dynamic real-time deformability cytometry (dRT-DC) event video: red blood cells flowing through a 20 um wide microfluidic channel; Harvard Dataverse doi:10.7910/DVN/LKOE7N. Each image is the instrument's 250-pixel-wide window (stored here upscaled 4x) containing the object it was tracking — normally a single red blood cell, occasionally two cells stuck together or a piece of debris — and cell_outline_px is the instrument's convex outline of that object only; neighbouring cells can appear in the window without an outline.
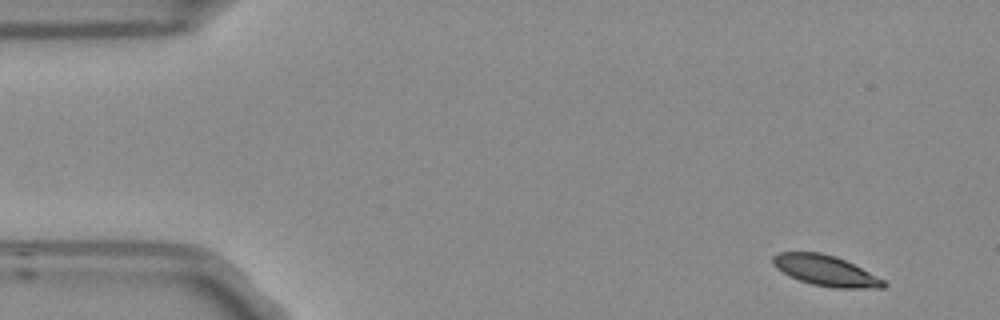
{"species": "Egyptian fruit bat (a non-hibernating species)", "species_latin": "Rousettus aegyptiacus", "temperature_condition": "room temperature", "stored_images_in_passage": 5, "camera_frame_rate_fps": 3000, "um_per_image_px": 0.085, "frame": {"image": 1, "passage_image": 1, "time_ms": 0.0, "image_size_px": [1000, 320], "cell_outline_px": [[888, 284], [884, 288], [836, 288], [812, 284], [788, 276], [776, 268], [772, 264], [772, 256], [780, 252], [820, 252], [836, 256], [884, 280]], "centroid_in_image_um": [70.14, 23.0], "position_along_channel_um": 14.9, "area_um2": 19.59}}
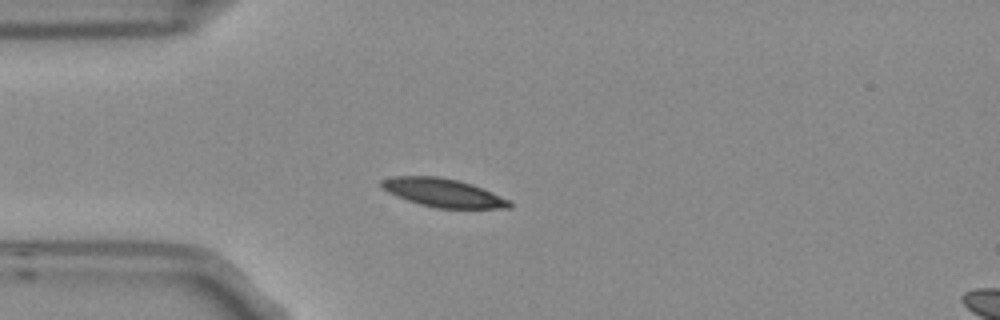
{"frame": {"image": 2, "passage_image": 4, "time_ms": 1.0, "image_size_px": [1000, 320], "cell_outline_px": [[512, 208], [436, 208], [420, 204], [396, 196], [388, 192], [380, 184], [380, 180], [392, 176], [436, 176], [460, 180], [472, 184], [492, 192], [508, 200], [512, 204]], "centroid_in_image_um": [37.65, 16.37], "position_along_channel_um": 47.4, "area_um2": 21.1}}